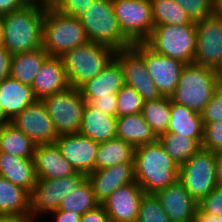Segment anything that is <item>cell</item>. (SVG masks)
I'll return each mask as SVG.
<instances>
[{"label":"cell","instance_id":"cell-1","mask_svg":"<svg viewBox=\"0 0 222 222\" xmlns=\"http://www.w3.org/2000/svg\"><path fill=\"white\" fill-rule=\"evenodd\" d=\"M134 178L146 194H155L178 180L179 166L157 139L135 148Z\"/></svg>","mask_w":222,"mask_h":222},{"label":"cell","instance_id":"cell-2","mask_svg":"<svg viewBox=\"0 0 222 222\" xmlns=\"http://www.w3.org/2000/svg\"><path fill=\"white\" fill-rule=\"evenodd\" d=\"M45 8L25 5L3 17L2 45L12 55L42 48Z\"/></svg>","mask_w":222,"mask_h":222},{"label":"cell","instance_id":"cell-3","mask_svg":"<svg viewBox=\"0 0 222 222\" xmlns=\"http://www.w3.org/2000/svg\"><path fill=\"white\" fill-rule=\"evenodd\" d=\"M88 42L79 18L66 15L54 6L45 9L42 48L49 56L62 57Z\"/></svg>","mask_w":222,"mask_h":222},{"label":"cell","instance_id":"cell-4","mask_svg":"<svg viewBox=\"0 0 222 222\" xmlns=\"http://www.w3.org/2000/svg\"><path fill=\"white\" fill-rule=\"evenodd\" d=\"M79 20L89 42L109 46L115 51L133 45L119 26L112 0H96L90 4Z\"/></svg>","mask_w":222,"mask_h":222},{"label":"cell","instance_id":"cell-5","mask_svg":"<svg viewBox=\"0 0 222 222\" xmlns=\"http://www.w3.org/2000/svg\"><path fill=\"white\" fill-rule=\"evenodd\" d=\"M219 78V72L212 68L186 64L170 98L173 102L201 113L212 99Z\"/></svg>","mask_w":222,"mask_h":222},{"label":"cell","instance_id":"cell-6","mask_svg":"<svg viewBox=\"0 0 222 222\" xmlns=\"http://www.w3.org/2000/svg\"><path fill=\"white\" fill-rule=\"evenodd\" d=\"M114 54L115 50L109 46L93 42L67 51L61 58L70 86L79 88L89 79L96 77Z\"/></svg>","mask_w":222,"mask_h":222},{"label":"cell","instance_id":"cell-7","mask_svg":"<svg viewBox=\"0 0 222 222\" xmlns=\"http://www.w3.org/2000/svg\"><path fill=\"white\" fill-rule=\"evenodd\" d=\"M144 43L156 53L192 64L196 51V24L156 25Z\"/></svg>","mask_w":222,"mask_h":222},{"label":"cell","instance_id":"cell-8","mask_svg":"<svg viewBox=\"0 0 222 222\" xmlns=\"http://www.w3.org/2000/svg\"><path fill=\"white\" fill-rule=\"evenodd\" d=\"M178 180L199 203L217 187L216 153L200 148L179 166Z\"/></svg>","mask_w":222,"mask_h":222},{"label":"cell","instance_id":"cell-9","mask_svg":"<svg viewBox=\"0 0 222 222\" xmlns=\"http://www.w3.org/2000/svg\"><path fill=\"white\" fill-rule=\"evenodd\" d=\"M86 179V174L78 172L75 175L59 179L37 180L30 193V217L35 222H40L49 213L57 210L61 201L79 188Z\"/></svg>","mask_w":222,"mask_h":222},{"label":"cell","instance_id":"cell-10","mask_svg":"<svg viewBox=\"0 0 222 222\" xmlns=\"http://www.w3.org/2000/svg\"><path fill=\"white\" fill-rule=\"evenodd\" d=\"M42 102L58 136L79 133L86 105L79 88L69 86L61 92L45 97Z\"/></svg>","mask_w":222,"mask_h":222},{"label":"cell","instance_id":"cell-11","mask_svg":"<svg viewBox=\"0 0 222 222\" xmlns=\"http://www.w3.org/2000/svg\"><path fill=\"white\" fill-rule=\"evenodd\" d=\"M193 63L222 71V12L196 22V51Z\"/></svg>","mask_w":222,"mask_h":222},{"label":"cell","instance_id":"cell-12","mask_svg":"<svg viewBox=\"0 0 222 222\" xmlns=\"http://www.w3.org/2000/svg\"><path fill=\"white\" fill-rule=\"evenodd\" d=\"M123 34L132 42H144L154 28L150 0H112Z\"/></svg>","mask_w":222,"mask_h":222},{"label":"cell","instance_id":"cell-13","mask_svg":"<svg viewBox=\"0 0 222 222\" xmlns=\"http://www.w3.org/2000/svg\"><path fill=\"white\" fill-rule=\"evenodd\" d=\"M132 46L144 57L148 74L161 96L170 98L175 92L181 71L186 64L154 52L144 42L133 43Z\"/></svg>","mask_w":222,"mask_h":222},{"label":"cell","instance_id":"cell-14","mask_svg":"<svg viewBox=\"0 0 222 222\" xmlns=\"http://www.w3.org/2000/svg\"><path fill=\"white\" fill-rule=\"evenodd\" d=\"M114 57L121 65L124 83L133 87L144 102L162 97L148 74L144 57L133 46L116 50Z\"/></svg>","mask_w":222,"mask_h":222},{"label":"cell","instance_id":"cell-15","mask_svg":"<svg viewBox=\"0 0 222 222\" xmlns=\"http://www.w3.org/2000/svg\"><path fill=\"white\" fill-rule=\"evenodd\" d=\"M11 123L36 145L55 143L58 137L42 100H36L30 104Z\"/></svg>","mask_w":222,"mask_h":222},{"label":"cell","instance_id":"cell-16","mask_svg":"<svg viewBox=\"0 0 222 222\" xmlns=\"http://www.w3.org/2000/svg\"><path fill=\"white\" fill-rule=\"evenodd\" d=\"M62 156L77 172L89 174L95 170L99 142L80 133L59 135L55 141Z\"/></svg>","mask_w":222,"mask_h":222},{"label":"cell","instance_id":"cell-17","mask_svg":"<svg viewBox=\"0 0 222 222\" xmlns=\"http://www.w3.org/2000/svg\"><path fill=\"white\" fill-rule=\"evenodd\" d=\"M145 194L135 181L116 189L102 205L111 222H136L140 203Z\"/></svg>","mask_w":222,"mask_h":222},{"label":"cell","instance_id":"cell-18","mask_svg":"<svg viewBox=\"0 0 222 222\" xmlns=\"http://www.w3.org/2000/svg\"><path fill=\"white\" fill-rule=\"evenodd\" d=\"M154 195L159 200L170 221L194 222L198 203L179 180Z\"/></svg>","mask_w":222,"mask_h":222},{"label":"cell","instance_id":"cell-19","mask_svg":"<svg viewBox=\"0 0 222 222\" xmlns=\"http://www.w3.org/2000/svg\"><path fill=\"white\" fill-rule=\"evenodd\" d=\"M96 200L103 204L119 187L135 182L134 163H120L87 174Z\"/></svg>","mask_w":222,"mask_h":222},{"label":"cell","instance_id":"cell-20","mask_svg":"<svg viewBox=\"0 0 222 222\" xmlns=\"http://www.w3.org/2000/svg\"><path fill=\"white\" fill-rule=\"evenodd\" d=\"M33 161L37 180L59 179L78 173L62 156L56 143L36 145Z\"/></svg>","mask_w":222,"mask_h":222},{"label":"cell","instance_id":"cell-21","mask_svg":"<svg viewBox=\"0 0 222 222\" xmlns=\"http://www.w3.org/2000/svg\"><path fill=\"white\" fill-rule=\"evenodd\" d=\"M31 85L24 84L11 76L0 82L2 119L11 122L26 107L36 101Z\"/></svg>","mask_w":222,"mask_h":222},{"label":"cell","instance_id":"cell-22","mask_svg":"<svg viewBox=\"0 0 222 222\" xmlns=\"http://www.w3.org/2000/svg\"><path fill=\"white\" fill-rule=\"evenodd\" d=\"M123 71L119 61L113 57L100 74L79 87L85 101L117 94L124 85Z\"/></svg>","mask_w":222,"mask_h":222},{"label":"cell","instance_id":"cell-23","mask_svg":"<svg viewBox=\"0 0 222 222\" xmlns=\"http://www.w3.org/2000/svg\"><path fill=\"white\" fill-rule=\"evenodd\" d=\"M70 86L61 57L49 56L31 85L37 100L61 92Z\"/></svg>","mask_w":222,"mask_h":222},{"label":"cell","instance_id":"cell-24","mask_svg":"<svg viewBox=\"0 0 222 222\" xmlns=\"http://www.w3.org/2000/svg\"><path fill=\"white\" fill-rule=\"evenodd\" d=\"M0 176L29 193L34 189L37 177L33 159L21 158L0 152Z\"/></svg>","mask_w":222,"mask_h":222},{"label":"cell","instance_id":"cell-25","mask_svg":"<svg viewBox=\"0 0 222 222\" xmlns=\"http://www.w3.org/2000/svg\"><path fill=\"white\" fill-rule=\"evenodd\" d=\"M116 121L117 116L103 113L86 102L79 133L99 143L108 141L116 138Z\"/></svg>","mask_w":222,"mask_h":222},{"label":"cell","instance_id":"cell-26","mask_svg":"<svg viewBox=\"0 0 222 222\" xmlns=\"http://www.w3.org/2000/svg\"><path fill=\"white\" fill-rule=\"evenodd\" d=\"M166 133L180 134L202 144L204 123L201 113L171 100V117Z\"/></svg>","mask_w":222,"mask_h":222},{"label":"cell","instance_id":"cell-27","mask_svg":"<svg viewBox=\"0 0 222 222\" xmlns=\"http://www.w3.org/2000/svg\"><path fill=\"white\" fill-rule=\"evenodd\" d=\"M116 138L130 143L134 148L158 139L141 113L117 117Z\"/></svg>","mask_w":222,"mask_h":222},{"label":"cell","instance_id":"cell-28","mask_svg":"<svg viewBox=\"0 0 222 222\" xmlns=\"http://www.w3.org/2000/svg\"><path fill=\"white\" fill-rule=\"evenodd\" d=\"M0 215L30 217V193L0 176Z\"/></svg>","mask_w":222,"mask_h":222},{"label":"cell","instance_id":"cell-29","mask_svg":"<svg viewBox=\"0 0 222 222\" xmlns=\"http://www.w3.org/2000/svg\"><path fill=\"white\" fill-rule=\"evenodd\" d=\"M49 57L43 48L11 56L10 76L20 82L32 85L44 61Z\"/></svg>","mask_w":222,"mask_h":222},{"label":"cell","instance_id":"cell-30","mask_svg":"<svg viewBox=\"0 0 222 222\" xmlns=\"http://www.w3.org/2000/svg\"><path fill=\"white\" fill-rule=\"evenodd\" d=\"M36 144L11 122L0 125V152L33 159Z\"/></svg>","mask_w":222,"mask_h":222},{"label":"cell","instance_id":"cell-31","mask_svg":"<svg viewBox=\"0 0 222 222\" xmlns=\"http://www.w3.org/2000/svg\"><path fill=\"white\" fill-rule=\"evenodd\" d=\"M134 153L135 148L130 143L119 138L100 142L95 170L105 169L120 163H134Z\"/></svg>","mask_w":222,"mask_h":222},{"label":"cell","instance_id":"cell-32","mask_svg":"<svg viewBox=\"0 0 222 222\" xmlns=\"http://www.w3.org/2000/svg\"><path fill=\"white\" fill-rule=\"evenodd\" d=\"M141 114L158 138L168 129L171 117V98L162 96L155 100L145 101Z\"/></svg>","mask_w":222,"mask_h":222},{"label":"cell","instance_id":"cell-33","mask_svg":"<svg viewBox=\"0 0 222 222\" xmlns=\"http://www.w3.org/2000/svg\"><path fill=\"white\" fill-rule=\"evenodd\" d=\"M165 152L178 166L188 161L200 148L201 144L193 138L180 134L165 133L158 137Z\"/></svg>","mask_w":222,"mask_h":222},{"label":"cell","instance_id":"cell-34","mask_svg":"<svg viewBox=\"0 0 222 222\" xmlns=\"http://www.w3.org/2000/svg\"><path fill=\"white\" fill-rule=\"evenodd\" d=\"M150 4L154 26L196 24L174 0H150Z\"/></svg>","mask_w":222,"mask_h":222},{"label":"cell","instance_id":"cell-35","mask_svg":"<svg viewBox=\"0 0 222 222\" xmlns=\"http://www.w3.org/2000/svg\"><path fill=\"white\" fill-rule=\"evenodd\" d=\"M100 203L96 200L90 182L86 179L79 188L67 195L59 205L58 210L76 212L84 215Z\"/></svg>","mask_w":222,"mask_h":222},{"label":"cell","instance_id":"cell-36","mask_svg":"<svg viewBox=\"0 0 222 222\" xmlns=\"http://www.w3.org/2000/svg\"><path fill=\"white\" fill-rule=\"evenodd\" d=\"M143 103L140 94L124 84L117 93V117L141 113Z\"/></svg>","mask_w":222,"mask_h":222},{"label":"cell","instance_id":"cell-37","mask_svg":"<svg viewBox=\"0 0 222 222\" xmlns=\"http://www.w3.org/2000/svg\"><path fill=\"white\" fill-rule=\"evenodd\" d=\"M136 222H170L154 194H145L141 200Z\"/></svg>","mask_w":222,"mask_h":222},{"label":"cell","instance_id":"cell-38","mask_svg":"<svg viewBox=\"0 0 222 222\" xmlns=\"http://www.w3.org/2000/svg\"><path fill=\"white\" fill-rule=\"evenodd\" d=\"M194 22L212 16L219 10V0H174Z\"/></svg>","mask_w":222,"mask_h":222},{"label":"cell","instance_id":"cell-39","mask_svg":"<svg viewBox=\"0 0 222 222\" xmlns=\"http://www.w3.org/2000/svg\"><path fill=\"white\" fill-rule=\"evenodd\" d=\"M203 123L222 121V77L218 79L210 102L201 112Z\"/></svg>","mask_w":222,"mask_h":222},{"label":"cell","instance_id":"cell-40","mask_svg":"<svg viewBox=\"0 0 222 222\" xmlns=\"http://www.w3.org/2000/svg\"><path fill=\"white\" fill-rule=\"evenodd\" d=\"M203 149L222 152V121L204 123V136L201 144Z\"/></svg>","mask_w":222,"mask_h":222},{"label":"cell","instance_id":"cell-41","mask_svg":"<svg viewBox=\"0 0 222 222\" xmlns=\"http://www.w3.org/2000/svg\"><path fill=\"white\" fill-rule=\"evenodd\" d=\"M197 212H207L209 214L222 217V186L217 187L204 199L198 203Z\"/></svg>","mask_w":222,"mask_h":222},{"label":"cell","instance_id":"cell-42","mask_svg":"<svg viewBox=\"0 0 222 222\" xmlns=\"http://www.w3.org/2000/svg\"><path fill=\"white\" fill-rule=\"evenodd\" d=\"M96 0H55L54 7L60 12L79 18Z\"/></svg>","mask_w":222,"mask_h":222},{"label":"cell","instance_id":"cell-43","mask_svg":"<svg viewBox=\"0 0 222 222\" xmlns=\"http://www.w3.org/2000/svg\"><path fill=\"white\" fill-rule=\"evenodd\" d=\"M90 103L95 109L102 111L103 113L117 116V94H111L110 96L99 97L94 101H86Z\"/></svg>","mask_w":222,"mask_h":222},{"label":"cell","instance_id":"cell-44","mask_svg":"<svg viewBox=\"0 0 222 222\" xmlns=\"http://www.w3.org/2000/svg\"><path fill=\"white\" fill-rule=\"evenodd\" d=\"M80 222H111V220L104 206L100 204L93 210L81 215Z\"/></svg>","mask_w":222,"mask_h":222},{"label":"cell","instance_id":"cell-45","mask_svg":"<svg viewBox=\"0 0 222 222\" xmlns=\"http://www.w3.org/2000/svg\"><path fill=\"white\" fill-rule=\"evenodd\" d=\"M53 222H80L81 215L76 212L55 210L49 213L45 218L49 217Z\"/></svg>","mask_w":222,"mask_h":222},{"label":"cell","instance_id":"cell-46","mask_svg":"<svg viewBox=\"0 0 222 222\" xmlns=\"http://www.w3.org/2000/svg\"><path fill=\"white\" fill-rule=\"evenodd\" d=\"M12 54L0 45V82L10 76V62Z\"/></svg>","mask_w":222,"mask_h":222},{"label":"cell","instance_id":"cell-47","mask_svg":"<svg viewBox=\"0 0 222 222\" xmlns=\"http://www.w3.org/2000/svg\"><path fill=\"white\" fill-rule=\"evenodd\" d=\"M25 5L23 0H0V15H7Z\"/></svg>","mask_w":222,"mask_h":222},{"label":"cell","instance_id":"cell-48","mask_svg":"<svg viewBox=\"0 0 222 222\" xmlns=\"http://www.w3.org/2000/svg\"><path fill=\"white\" fill-rule=\"evenodd\" d=\"M194 222H222V217L207 212H196Z\"/></svg>","mask_w":222,"mask_h":222},{"label":"cell","instance_id":"cell-49","mask_svg":"<svg viewBox=\"0 0 222 222\" xmlns=\"http://www.w3.org/2000/svg\"><path fill=\"white\" fill-rule=\"evenodd\" d=\"M26 5H37L45 9L54 6L55 0H23Z\"/></svg>","mask_w":222,"mask_h":222},{"label":"cell","instance_id":"cell-50","mask_svg":"<svg viewBox=\"0 0 222 222\" xmlns=\"http://www.w3.org/2000/svg\"><path fill=\"white\" fill-rule=\"evenodd\" d=\"M0 222H35L31 217L0 215Z\"/></svg>","mask_w":222,"mask_h":222},{"label":"cell","instance_id":"cell-51","mask_svg":"<svg viewBox=\"0 0 222 222\" xmlns=\"http://www.w3.org/2000/svg\"><path fill=\"white\" fill-rule=\"evenodd\" d=\"M217 163V185L222 186V152L216 154Z\"/></svg>","mask_w":222,"mask_h":222},{"label":"cell","instance_id":"cell-52","mask_svg":"<svg viewBox=\"0 0 222 222\" xmlns=\"http://www.w3.org/2000/svg\"><path fill=\"white\" fill-rule=\"evenodd\" d=\"M3 17L0 15V45L3 39Z\"/></svg>","mask_w":222,"mask_h":222},{"label":"cell","instance_id":"cell-53","mask_svg":"<svg viewBox=\"0 0 222 222\" xmlns=\"http://www.w3.org/2000/svg\"><path fill=\"white\" fill-rule=\"evenodd\" d=\"M2 123H6V122L2 119V105H1V102H0V125Z\"/></svg>","mask_w":222,"mask_h":222},{"label":"cell","instance_id":"cell-54","mask_svg":"<svg viewBox=\"0 0 222 222\" xmlns=\"http://www.w3.org/2000/svg\"><path fill=\"white\" fill-rule=\"evenodd\" d=\"M219 10L222 12V4H219Z\"/></svg>","mask_w":222,"mask_h":222}]
</instances>
